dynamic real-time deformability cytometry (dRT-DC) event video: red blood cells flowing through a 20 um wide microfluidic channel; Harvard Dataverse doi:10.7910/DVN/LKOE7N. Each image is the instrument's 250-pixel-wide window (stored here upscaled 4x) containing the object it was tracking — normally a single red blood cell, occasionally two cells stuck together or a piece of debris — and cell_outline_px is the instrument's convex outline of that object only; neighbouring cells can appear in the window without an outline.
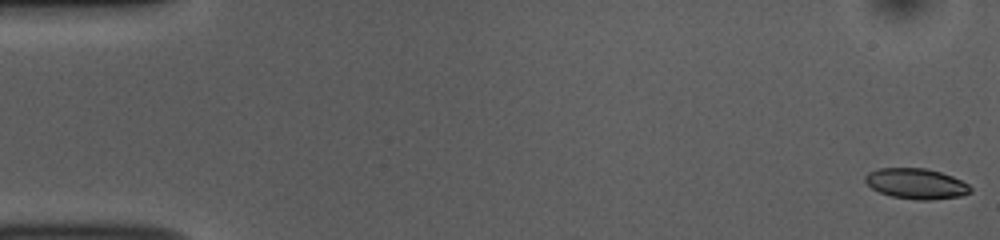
{"species": "common noctule bat (a hibernating species)", "species_latin": "Nyctalus noctula", "temperature_condition": "room temperature", "stored_images_in_passage": 53, "camera_frame_rate_fps": 3000, "um_per_image_px": 0.085, "animal": {"sex": "female", "body_mass_g": 10.0, "forearm_length_mm": 53.1}, "frame": {"image": 1, "passage_image": 1, "time_ms": 0.0, "image_size_px": [1000, 240], "cell_outline_px": [[972, 192], [960, 196], [932, 200], [916, 200], [892, 196], [880, 192], [872, 188], [864, 180], [864, 176], [868, 172], [876, 168], [924, 168], [940, 172], [952, 176], [968, 184], [972, 188]], "centroid_in_image_um": [77.87, 15.61], "position_along_channel_um": 7.1, "area_um2": 18.73}}
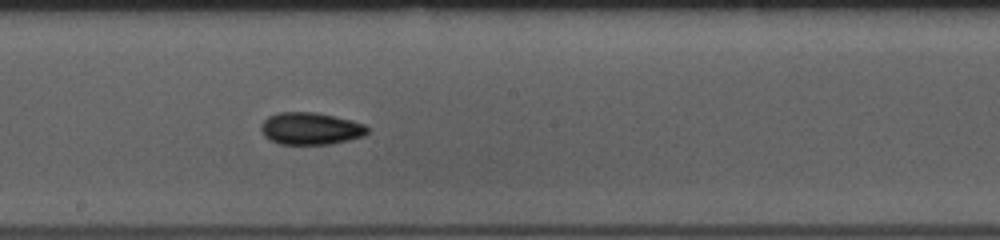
{"frame": {"image": 2, "passage_image": 29, "time_ms": 9.333, "image_size_px": [1000, 240], "cell_outline_px": [[368, 132], [364, 136], [332, 144], [280, 144], [264, 136], [260, 128], [260, 124], [268, 116], [280, 112], [316, 112], [352, 120], [364, 124], [368, 128]], "centroid_in_image_um": [26.4, 10.92], "position_along_channel_um": 221.8, "area_um2": 20.0}}
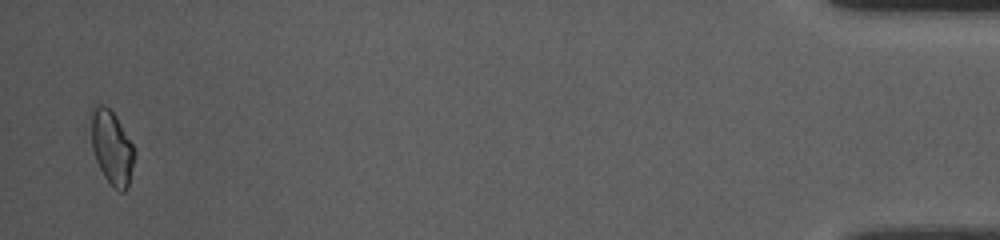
{"frame": {"image": 3, "passage_image": 52, "time_ms": 17.0, "image_size_px": [1000, 240], "cell_outline_px": [[132, 164], [128, 188], [124, 192], [120, 192], [104, 176], [96, 160], [92, 148], [88, 112], [92, 108], [100, 104], [108, 108], [116, 116], [132, 144]], "centroid_in_image_um": [9.43, 12.48], "position_along_channel_um": 425.8, "area_um2": 18.38}, "authors_computed_cell_mechanics": {"area_um2": 19.0162, "velocity_mm_per_s": 3.777, "shape_relaxation_time_tau1_ms": 3.412, "shape_relaxation_time_tau2_ms": 11.3132, "deformation_change_tau1": 0.0882, "deformation_change_tau2": 0.126}}